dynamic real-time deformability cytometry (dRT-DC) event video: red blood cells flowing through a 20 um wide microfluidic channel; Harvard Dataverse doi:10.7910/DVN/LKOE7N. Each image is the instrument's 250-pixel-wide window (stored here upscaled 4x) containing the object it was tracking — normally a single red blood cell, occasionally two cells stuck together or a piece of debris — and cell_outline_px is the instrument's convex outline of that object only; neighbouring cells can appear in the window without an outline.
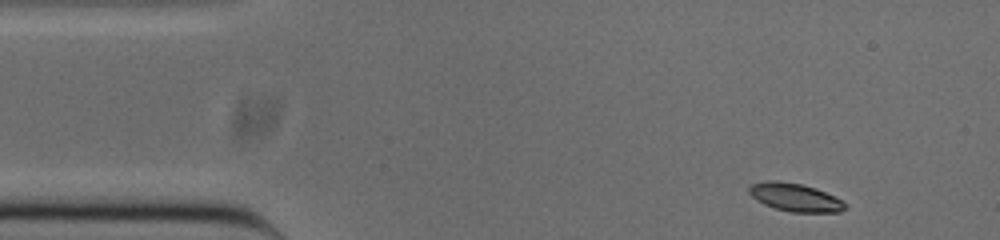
{"species": "common noctule bat (a hibernating species)", "species_latin": "Nyctalus noctula", "temperature_condition": "cold", "stored_images_in_passage": 48, "camera_frame_rate_fps": 3000, "um_per_image_px": 0.085, "animal": {"sex": "male", "body_mass_g": 20.0, "forearm_length_mm": 53.3}, "frame": {"image": 1, "passage_image": 1, "time_ms": 0.0, "image_size_px": [1000, 240], "cell_outline_px": [[848, 208], [840, 212], [792, 212], [776, 208], [764, 204], [756, 200], [748, 192], [748, 188], [752, 184], [768, 180], [776, 180], [800, 184], [816, 188], [848, 204]], "centroid_in_image_um": [67.58, 16.78], "position_along_channel_um": 17.4, "area_um2": 15.61}}
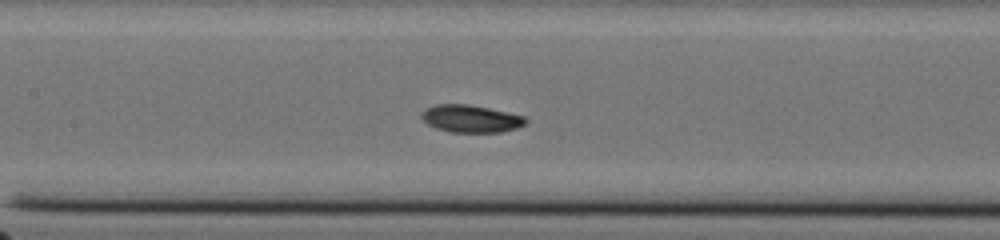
{"frame": {"image": 2, "passage_image": 19, "time_ms": 6.0, "image_size_px": [1000, 240], "cell_outline_px": [[528, 120], [524, 124], [516, 128], [500, 132], [452, 132], [436, 128], [428, 124], [420, 116], [420, 112], [436, 104], [468, 104], [488, 108], [524, 116]], "centroid_in_image_um": [40.0, 10.08], "position_along_channel_um": 167.4, "area_um2": 16.47}}
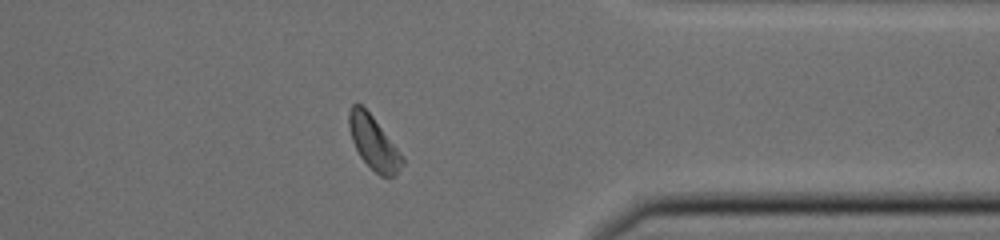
{"frame": {"image": 3, "passage_image": 37, "time_ms": 12.0, "image_size_px": [1000, 240], "cell_outline_px": [[404, 164], [392, 176], [380, 176], [360, 156], [352, 140], [348, 128], [348, 112], [352, 104], [360, 104], [372, 116], [404, 156]], "centroid_in_image_um": [31.75, 12.11], "position_along_channel_um": 379.7, "area_um2": 16.3}}